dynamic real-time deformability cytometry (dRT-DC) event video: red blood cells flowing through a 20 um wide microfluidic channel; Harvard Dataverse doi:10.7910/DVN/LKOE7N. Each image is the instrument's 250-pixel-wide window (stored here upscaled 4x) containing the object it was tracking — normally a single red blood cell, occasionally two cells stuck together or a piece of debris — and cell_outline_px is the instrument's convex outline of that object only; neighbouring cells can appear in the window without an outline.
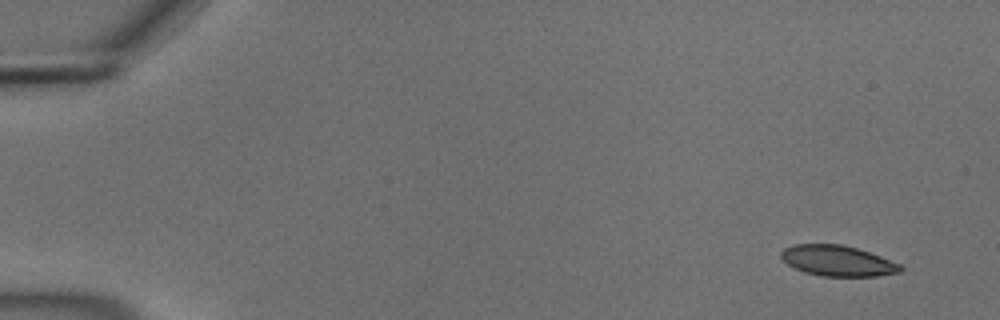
{"species": "common noctule bat (a hibernating species)", "species_latin": "Nyctalus noctula", "temperature_condition": "cold", "stored_images_in_passage": 52, "camera_frame_rate_fps": 3000, "um_per_image_px": 0.085, "animal": {"sex": "male", "body_mass_g": 18.8}, "frame": {"image": 1, "passage_image": 1, "time_ms": 0.0, "image_size_px": [1000, 320], "cell_outline_px": [[904, 268], [900, 272], [876, 276], [820, 276], [804, 272], [788, 264], [780, 256], [780, 252], [784, 248], [796, 244], [844, 244], [880, 256], [900, 264]], "centroid_in_image_um": [71.19, 22.16], "position_along_channel_um": 13.8, "area_um2": 21.21}}
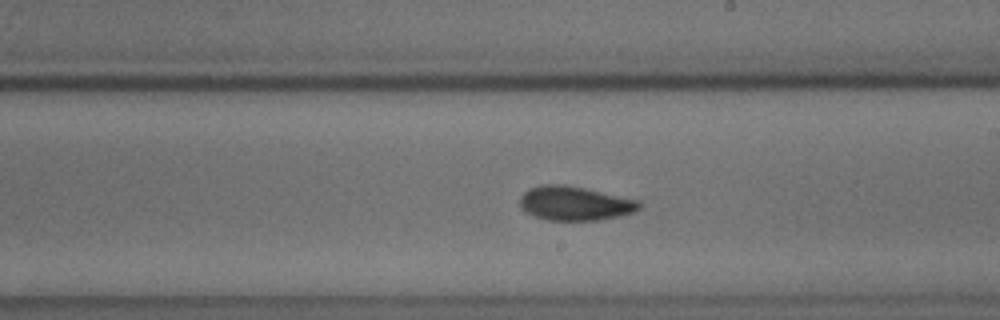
{"frame": {"image": 2, "passage_image": 30, "time_ms": 9.667, "image_size_px": [1000, 320], "cell_outline_px": [[640, 208], [636, 212], [620, 216], [600, 220], [548, 220], [536, 216], [528, 212], [520, 204], [520, 196], [528, 188], [540, 184], [564, 184], [584, 188], [640, 200]], "centroid_in_image_um": [48.89, 17.27], "position_along_channel_um": 240.1, "area_um2": 23.76}}
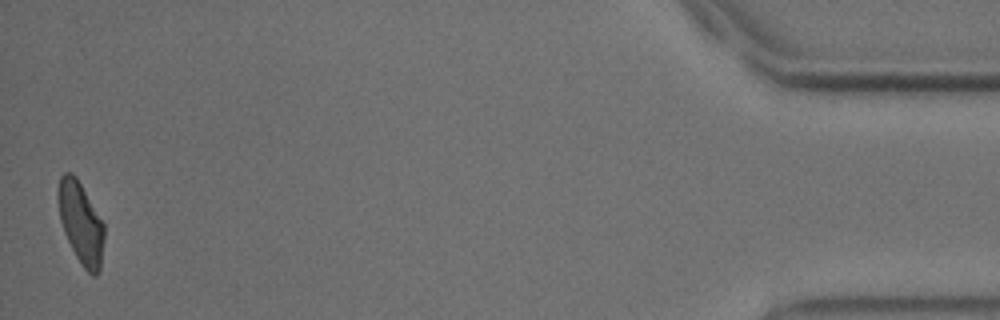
{"frame": {"image": 3, "passage_image": 52, "time_ms": 17.0, "image_size_px": [1000, 320], "cell_outline_px": [[104, 240], [100, 272], [96, 276], [92, 276], [84, 268], [76, 256], [64, 232], [60, 220], [60, 176], [64, 172], [72, 172], [76, 176], [104, 224]], "centroid_in_image_um": [6.92, 19.01], "position_along_channel_um": 428.3, "area_um2": 21.39}, "authors_computed_cell_mechanics": {"area_um2": 22.6865, "velocity_mm_per_s": 3.6963, "shape_relaxation_time_tau1_ms": 4.4869, "shape_relaxation_time_tau2_ms": 3.1158, "deformation_change_tau1": 0.1368, "deformation_change_tau2": 0.0852}}